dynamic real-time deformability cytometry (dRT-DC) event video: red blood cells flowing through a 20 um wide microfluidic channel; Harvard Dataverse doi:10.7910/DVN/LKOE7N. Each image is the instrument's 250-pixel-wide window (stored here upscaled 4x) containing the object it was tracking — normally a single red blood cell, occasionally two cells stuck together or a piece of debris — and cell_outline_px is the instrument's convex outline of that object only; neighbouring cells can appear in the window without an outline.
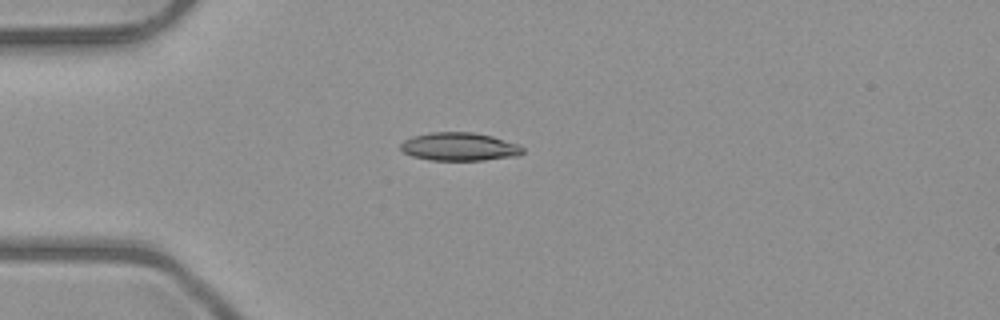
{"species": "common noctule bat (a hibernating species)", "species_latin": "Nyctalus noctula", "temperature_condition": "room temperature", "stored_images_in_passage": 38, "camera_frame_rate_fps": 3000, "um_per_image_px": 0.085, "animal": {"sex": "male", "body_mass_g": 23.1, "forearm_length_mm": 52.7}, "frame": {"image": 1, "passage_image": 1, "time_ms": 0.0, "image_size_px": [1000, 320], "cell_outline_px": [[524, 152], [520, 156], [484, 160], [428, 160], [412, 156], [404, 152], [400, 148], [400, 144], [404, 140], [412, 136], [432, 132], [472, 132], [492, 136], [520, 144], [524, 148]], "centroid_in_image_um": [39.08, 12.47], "position_along_channel_um": 45.9, "area_um2": 20.29}}
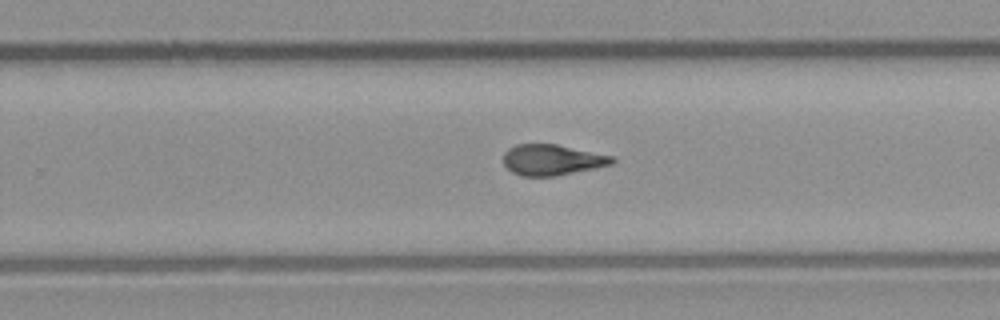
{"frame": {"image": 2, "passage_image": 20, "time_ms": 6.333, "image_size_px": [1000, 320], "cell_outline_px": [[616, 160], [612, 164], [596, 168], [556, 176], [520, 176], [512, 172], [504, 164], [504, 152], [508, 148], [516, 144], [556, 144], [616, 156]], "centroid_in_image_um": [46.96, 13.58], "position_along_channel_um": 282.8, "area_um2": 19.71}}
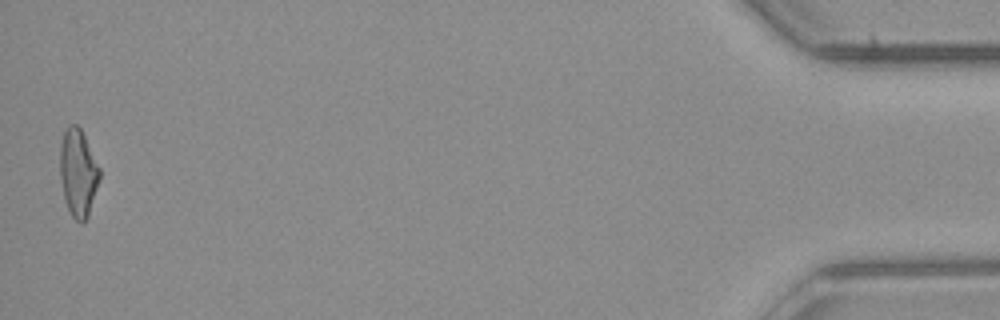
{"frame": {"image": 3, "passage_image": 38, "time_ms": 12.333, "image_size_px": [1000, 320], "cell_outline_px": [[100, 180], [88, 216], [80, 224], [72, 216], [64, 200], [60, 180], [60, 144], [64, 132], [68, 124], [76, 124], [80, 128], [100, 168]], "centroid_in_image_um": [6.63, 14.69], "position_along_channel_um": 428.6, "area_um2": 20.23}, "authors_computed_cell_mechanics": {"area_um2": 19.7965, "velocity_mm_per_s": 4.0408, "shape_relaxation_time_tau1_ms": 6.2842, "shape_relaxation_time_tau2_ms": 1.7729, "deformation_change_tau1": 0.2087, "deformation_change_tau2": 0.0991}}